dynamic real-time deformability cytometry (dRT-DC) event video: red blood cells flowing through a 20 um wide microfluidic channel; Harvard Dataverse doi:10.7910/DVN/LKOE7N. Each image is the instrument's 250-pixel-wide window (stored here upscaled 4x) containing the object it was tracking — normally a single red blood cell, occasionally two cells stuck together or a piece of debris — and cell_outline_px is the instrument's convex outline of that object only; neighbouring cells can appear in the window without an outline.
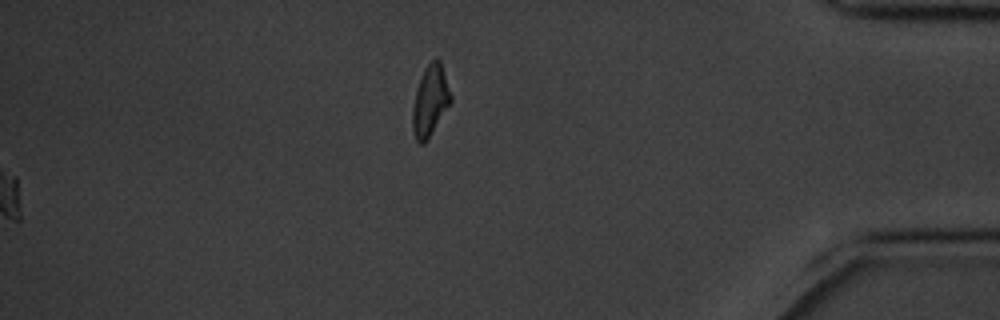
{"species": "common noctule bat (a hibernating species)", "species_latin": "Nyctalus noctula", "temperature_condition": "cold", "stored_images_in_passage": 58, "camera_frame_rate_fps": 3000, "um_per_image_px": 0.085, "animal": {"sex": "male", "body_mass_g": 20.1, "forearm_length_mm": 53.5}, "frame": {"image": 1, "passage_image": 58, "time_ms": 19.0, "image_size_px": [1000, 320], "cell_outline_px": [[452, 100], [428, 140], [424, 144], [420, 144], [416, 140], [412, 132], [412, 108], [416, 88], [424, 68], [436, 56], [440, 60], [452, 96]], "centroid_in_image_um": [36.55, 8.58], "position_along_channel_um": 398.6, "area_um2": 15.95}}